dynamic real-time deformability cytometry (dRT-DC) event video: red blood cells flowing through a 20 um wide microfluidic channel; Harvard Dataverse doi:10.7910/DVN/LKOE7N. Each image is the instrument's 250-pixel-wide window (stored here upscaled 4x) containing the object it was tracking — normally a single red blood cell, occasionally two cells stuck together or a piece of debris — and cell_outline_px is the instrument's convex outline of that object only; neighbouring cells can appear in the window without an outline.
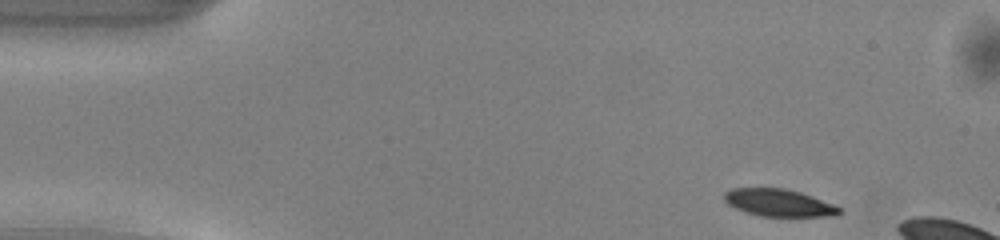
{"species": "common noctule bat (a hibernating species)", "species_latin": "Nyctalus noctula", "temperature_condition": "warm", "stored_images_in_passage": 8, "camera_frame_rate_fps": 3000, "um_per_image_px": 0.085, "animal": {"sex": "male", "body_mass_g": 13.0, "forearm_length_mm": 53.1}, "frame": {"image": 1, "passage_image": 1, "time_ms": 0.0, "image_size_px": [1000, 240], "cell_outline_px": [[844, 212], [836, 216], [760, 216], [736, 208], [728, 204], [724, 200], [724, 192], [732, 188], [784, 188], [800, 192], [812, 196], [832, 204], [840, 208]], "centroid_in_image_um": [66.21, 17.23], "position_along_channel_um": 18.8, "area_um2": 18.21}}